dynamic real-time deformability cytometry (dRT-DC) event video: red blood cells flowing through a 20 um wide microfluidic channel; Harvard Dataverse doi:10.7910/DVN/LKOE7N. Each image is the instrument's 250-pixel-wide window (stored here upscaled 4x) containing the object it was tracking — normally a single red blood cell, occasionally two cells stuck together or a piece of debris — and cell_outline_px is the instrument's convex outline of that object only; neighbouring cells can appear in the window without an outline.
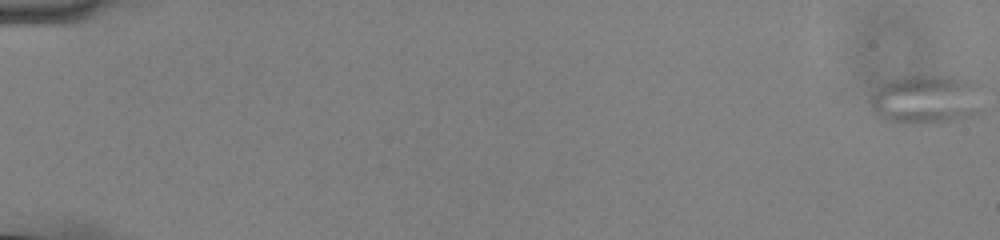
{"species": "common noctule bat (a hibernating species)", "species_latin": "Nyctalus noctula", "temperature_condition": "cold", "stored_images_in_passage": 58, "camera_frame_rate_fps": 3000, "um_per_image_px": 0.085, "animal": {"sex": "male", "body_mass_g": 13.0, "forearm_length_mm": 53.1}, "frame": {"image": 1, "passage_image": 1, "time_ms": 0.0, "image_size_px": [1000, 240], "cell_outline_px": [[984, 112], [972, 116], [956, 120], [924, 124], [916, 124], [888, 120], [872, 108], [868, 100], [884, 84], [892, 80], [904, 76], [948, 76], [976, 80]], "centroid_in_image_um": [78.85, 8.45], "position_along_channel_um": 6.2, "area_um2": 32.14}}
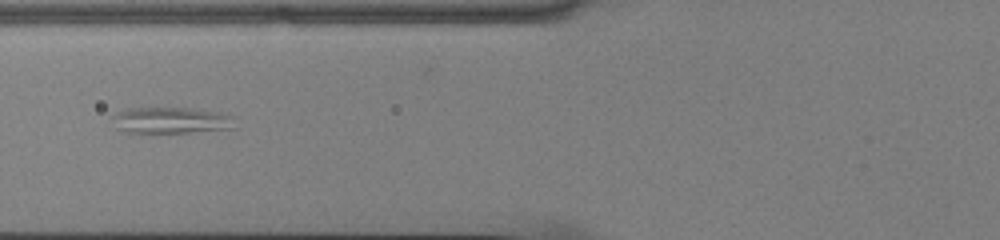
{"frame": {"image": 2, "passage_image": 25, "time_ms": 8.0, "image_size_px": [1000, 240], "cell_outline_px": [[236, 128], [192, 132], [128, 132], [116, 128], [112, 116], [116, 112], [128, 108], [196, 108], [220, 112], [236, 116]], "centroid_in_image_um": [14.63, 10.21], "position_along_channel_um": 111.2, "area_um2": 19.02}}
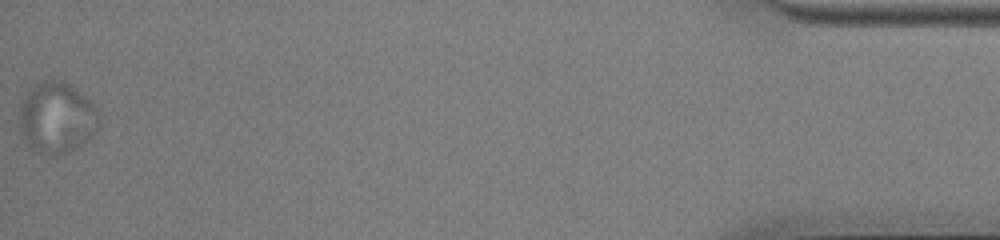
{"frame": {"image": 3, "passage_image": 58, "time_ms": 19.0, "image_size_px": [1000, 240], "cell_outline_px": [[100, 128], [96, 132], [80, 144], [68, 152], [56, 156], [44, 156], [32, 152], [24, 140], [20, 132], [20, 108], [28, 92], [36, 84], [44, 80], [60, 80], [76, 88], [100, 112]], "centroid_in_image_um": [4.83, 10.06], "position_along_channel_um": 430.4, "area_um2": 33.23}}